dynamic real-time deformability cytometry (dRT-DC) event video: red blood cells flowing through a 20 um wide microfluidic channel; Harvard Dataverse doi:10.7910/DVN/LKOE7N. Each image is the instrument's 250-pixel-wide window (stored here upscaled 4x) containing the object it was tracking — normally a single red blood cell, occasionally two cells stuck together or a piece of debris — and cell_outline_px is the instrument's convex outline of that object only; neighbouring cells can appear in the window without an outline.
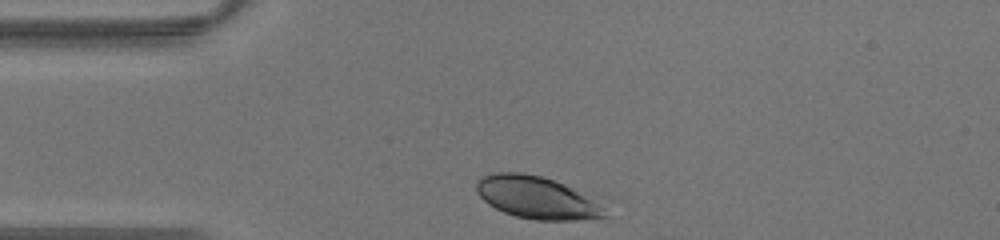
{"species": "human", "species_latin": "Homo sapiens", "temperature_condition": "warm", "stored_images_in_passage": 5, "camera_frame_rate_fps": 3000, "um_per_image_px": 0.085, "donor": {"sex": "male"}, "frame": {"image": 1, "passage_image": 1, "time_ms": 0.0, "image_size_px": [1000, 240], "cell_outline_px": [[608, 216], [572, 220], [536, 220], [516, 216], [504, 212], [488, 204], [476, 192], [476, 184], [480, 176], [496, 172], [520, 172], [540, 176], [564, 184], [572, 188], [596, 204]], "centroid_in_image_um": [45.49, 16.78], "position_along_channel_um": 39.5, "area_um2": 30.75}}